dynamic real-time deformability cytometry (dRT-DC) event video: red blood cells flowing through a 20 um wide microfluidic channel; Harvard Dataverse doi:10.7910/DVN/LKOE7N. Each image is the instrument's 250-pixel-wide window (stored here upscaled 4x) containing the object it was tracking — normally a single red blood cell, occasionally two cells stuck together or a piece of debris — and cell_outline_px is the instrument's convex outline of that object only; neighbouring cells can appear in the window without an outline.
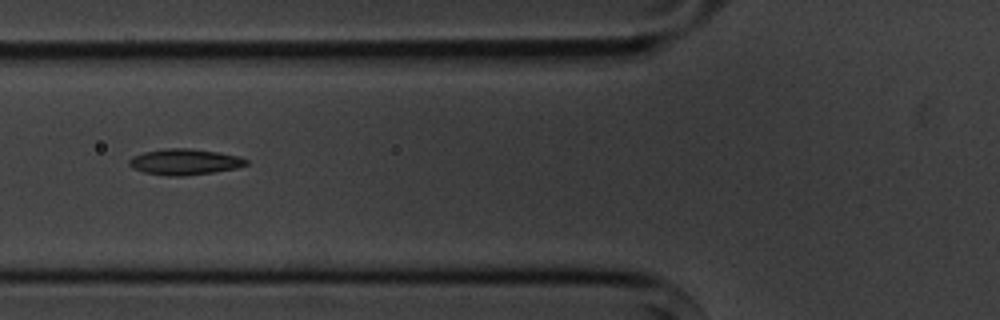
{"species": "common noctule bat (a hibernating species)", "species_latin": "Nyctalus noctula", "temperature_condition": "cold", "stored_images_in_passage": 4, "camera_frame_rate_fps": 3000, "um_per_image_px": 0.085, "animal": {"sex": "male", "body_mass_g": 20.1, "forearm_length_mm": 53.5}, "frame": {"image": 1, "passage_image": 4, "time_ms": 3.667, "image_size_px": [1000, 320], "cell_outline_px": [[248, 164], [236, 168], [212, 172], [184, 176], [168, 176], [144, 172], [132, 168], [128, 164], [128, 160], [132, 156], [144, 152], [164, 148], [188, 148], [216, 152], [240, 156], [248, 160]], "centroid_in_image_um": [15.67, 13.75], "position_along_channel_um": 110.1, "area_um2": 17.69}}